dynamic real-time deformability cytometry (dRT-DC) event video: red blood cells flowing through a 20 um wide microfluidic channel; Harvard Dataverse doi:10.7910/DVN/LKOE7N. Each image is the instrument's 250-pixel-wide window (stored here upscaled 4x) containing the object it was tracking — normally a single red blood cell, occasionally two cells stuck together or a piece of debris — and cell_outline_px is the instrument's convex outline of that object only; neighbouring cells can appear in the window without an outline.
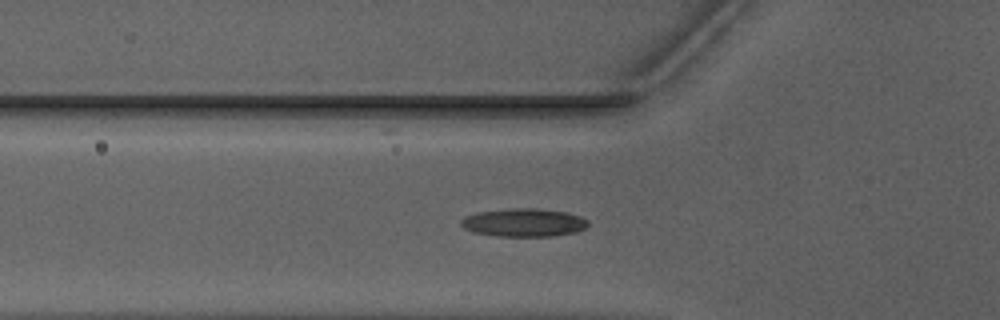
{"species": "Egyptian fruit bat (a non-hibernating species)", "species_latin": "Rousettus aegyptiacus", "temperature_condition": "warm", "stored_images_in_passage": 38, "camera_frame_rate_fps": 3000, "um_per_image_px": 0.085, "animal": {"sex": "male"}, "frame": {"image": 1, "passage_image": 9, "time_ms": 2.667, "image_size_px": [1000, 320], "cell_outline_px": [[588, 224], [584, 228], [576, 232], [556, 236], [496, 236], [472, 232], [464, 228], [460, 224], [460, 220], [464, 216], [476, 212], [508, 208], [536, 208], [564, 212], [580, 216], [588, 220]], "centroid_in_image_um": [44.48, 18.92], "position_along_channel_um": 81.3, "area_um2": 21.04}}
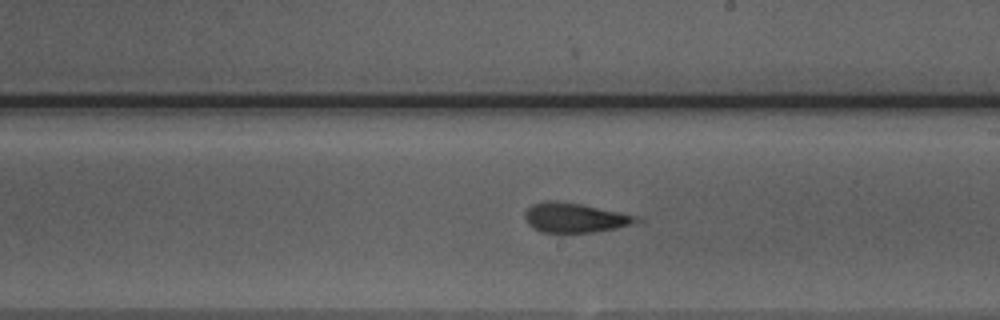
{"frame": {"image": 2, "passage_image": 21, "time_ms": 6.667, "image_size_px": [1000, 320], "cell_outline_px": [[644, 220], [616, 228], [592, 232], [540, 232], [532, 228], [528, 224], [524, 216], [524, 212], [532, 204], [544, 200], [556, 200], [580, 204], [640, 216]], "centroid_in_image_um": [48.84, 18.49], "position_along_channel_um": 240.2, "area_um2": 19.31}}
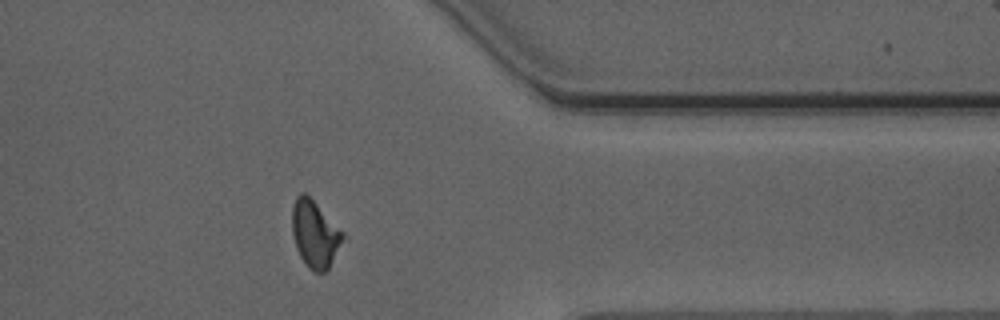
{"frame": {"image": 3, "passage_image": 33, "time_ms": 10.667, "image_size_px": [1000, 320], "cell_outline_px": [[348, 240], [328, 268], [324, 272], [312, 272], [308, 268], [300, 256], [296, 248], [292, 232], [292, 208], [296, 196], [300, 192], [304, 192], [348, 236]], "centroid_in_image_um": [26.82, 19.93], "position_along_channel_um": 384.6, "area_um2": 20.23}}